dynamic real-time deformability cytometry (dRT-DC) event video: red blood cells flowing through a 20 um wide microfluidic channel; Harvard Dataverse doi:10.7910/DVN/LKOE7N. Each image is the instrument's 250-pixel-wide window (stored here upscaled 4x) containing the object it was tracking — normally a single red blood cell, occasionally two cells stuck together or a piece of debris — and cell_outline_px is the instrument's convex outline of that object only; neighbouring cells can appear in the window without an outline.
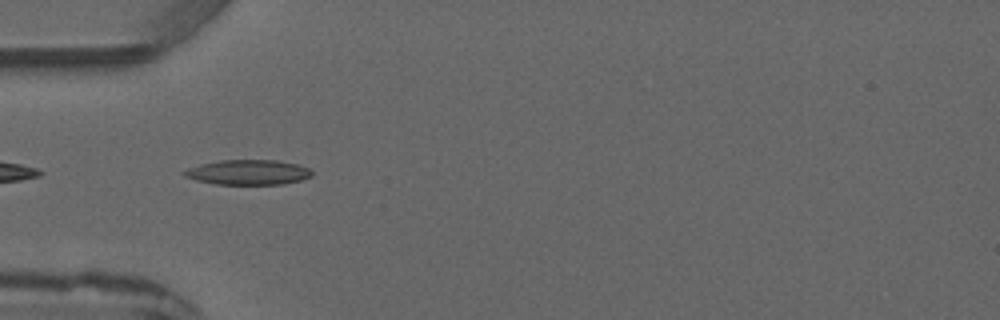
{"species": "common noctule bat (a hibernating species)", "species_latin": "Nyctalus noctula", "temperature_condition": "warm", "stored_images_in_passage": 5, "camera_frame_rate_fps": 3000, "um_per_image_px": 0.085, "animal": {"sex": "male", "forearm_length_mm": 52.5}, "frame": {"image": 1, "passage_image": 4, "time_ms": 4.333, "image_size_px": [1000, 320], "cell_outline_px": [[312, 176], [300, 180], [284, 184], [216, 184], [196, 180], [184, 176], [180, 172], [188, 168], [200, 164], [220, 160], [276, 160], [296, 164], [308, 168], [312, 172]], "centroid_in_image_um": [21.06, 14.64], "position_along_channel_um": 63.9, "area_um2": 18.55}}
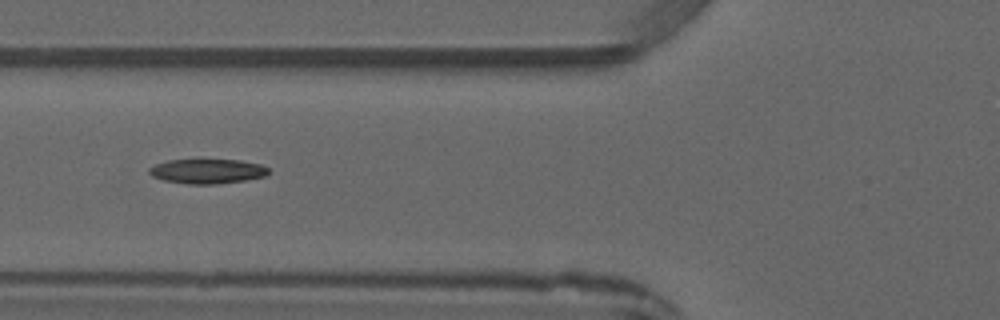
{"frame": {"image": 2, "passage_image": 5, "time_ms": 5.333, "image_size_px": [1000, 320], "cell_outline_px": [[268, 172], [264, 176], [248, 180], [216, 184], [188, 184], [164, 180], [152, 176], [148, 172], [148, 168], [156, 164], [168, 160], [196, 156], [200, 156], [240, 160], [260, 164], [268, 168]], "centroid_in_image_um": [17.59, 14.49], "position_along_channel_um": 108.2, "area_um2": 18.15}}